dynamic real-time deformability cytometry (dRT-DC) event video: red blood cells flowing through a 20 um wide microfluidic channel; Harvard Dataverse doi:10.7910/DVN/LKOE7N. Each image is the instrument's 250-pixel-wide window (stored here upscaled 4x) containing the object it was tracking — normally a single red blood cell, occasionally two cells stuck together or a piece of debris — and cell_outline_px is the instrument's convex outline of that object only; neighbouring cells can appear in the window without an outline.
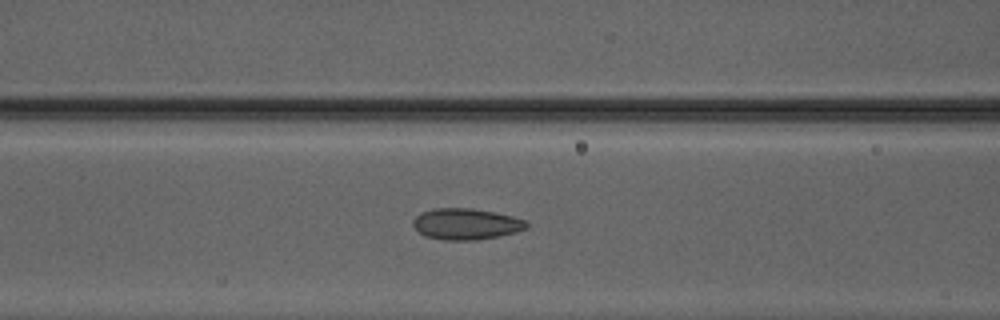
{"species": "Egyptian fruit bat (a non-hibernating species)", "species_latin": "Rousettus aegyptiacus", "temperature_condition": "warm", "stored_images_in_passage": 50, "camera_frame_rate_fps": 3000, "um_per_image_px": 0.085, "animal": {"sex": "male"}, "frame": {"image": 1, "passage_image": 22, "time_ms": 7.0, "image_size_px": [1000, 320], "cell_outline_px": [[528, 228], [516, 232], [500, 236], [476, 240], [444, 240], [424, 236], [412, 224], [412, 220], [420, 212], [436, 208], [472, 208], [496, 212], [528, 220]], "centroid_in_image_um": [39.64, 19.03], "position_along_channel_um": 127.0, "area_um2": 20.87}}
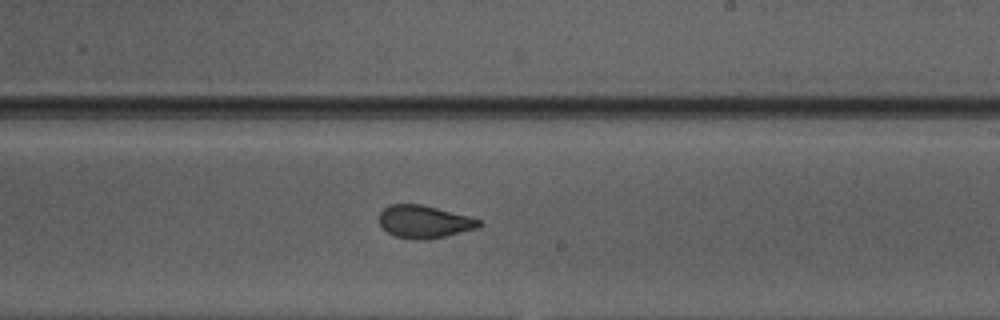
{"frame": {"image": 2, "passage_image": 31, "time_ms": 10.0, "image_size_px": [1000, 320], "cell_outline_px": [[484, 224], [476, 228], [444, 236], [424, 240], [416, 240], [396, 236], [388, 232], [380, 224], [380, 212], [388, 204], [420, 204], [468, 216], [480, 220]], "centroid_in_image_um": [36.04, 18.84], "position_along_channel_um": 253.0, "area_um2": 18.73}}
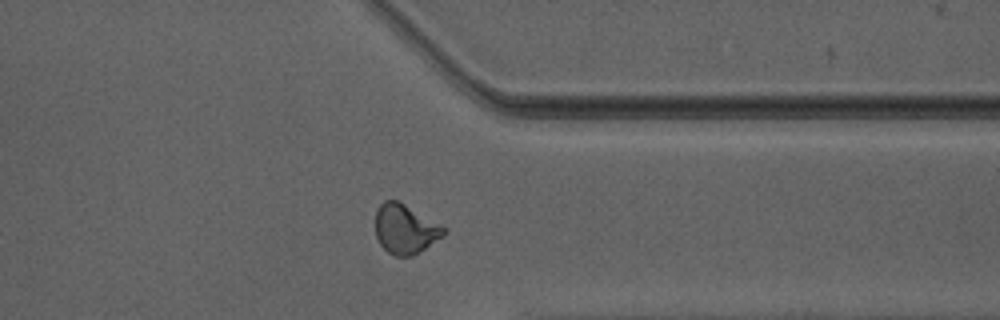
{"frame": {"image": 3, "passage_image": 40, "time_ms": 13.0, "image_size_px": [1000, 320], "cell_outline_px": [[448, 232], [412, 256], [396, 256], [388, 252], [380, 244], [376, 236], [376, 208], [384, 200], [396, 200], [404, 204], [448, 228]], "centroid_in_image_um": [34.44, 19.46], "position_along_channel_um": 377.0, "area_um2": 19.54}, "authors_computed_cell_mechanics": {"area_um2": 19.9699, "velocity_mm_per_s": 4.2153, "shape_relaxation_time_tau1_ms": 5.018, "shape_relaxation_time_tau2_ms": 1.4205, "deformation_change_tau1": 0.1501, "deformation_change_tau2": 0.0637}}